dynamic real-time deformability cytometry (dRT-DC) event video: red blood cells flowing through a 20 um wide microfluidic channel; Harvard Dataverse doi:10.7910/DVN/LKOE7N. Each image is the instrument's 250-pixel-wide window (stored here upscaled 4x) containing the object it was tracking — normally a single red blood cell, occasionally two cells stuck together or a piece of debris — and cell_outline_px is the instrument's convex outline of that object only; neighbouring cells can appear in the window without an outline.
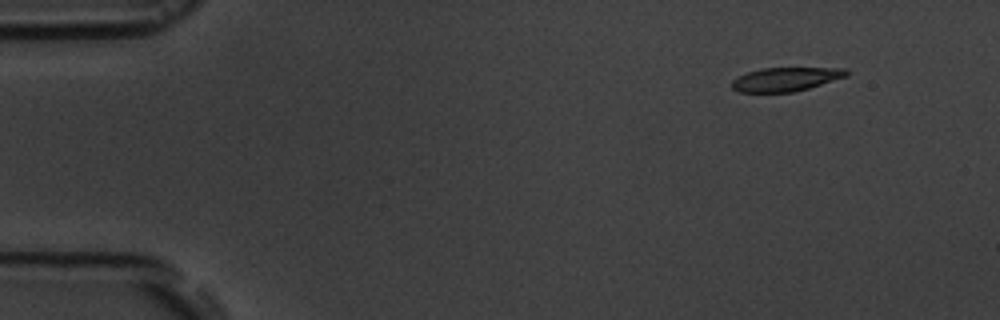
{"species": "common noctule bat (a hibernating species)", "species_latin": "Nyctalus noctula", "temperature_condition": "room temperature", "stored_images_in_passage": 5, "camera_frame_rate_fps": 3000, "um_per_image_px": 0.085, "animal": {"sex": "male", "body_mass_g": 19.5, "forearm_length_mm": 54.6}, "frame": {"image": 1, "passage_image": 2, "time_ms": 1.0, "image_size_px": [1000, 320], "cell_outline_px": [[848, 76], [808, 88], [792, 92], [740, 92], [732, 88], [732, 80], [748, 72], [760, 68], [848, 68]], "centroid_in_image_um": [66.81, 6.73], "position_along_channel_um": 18.2, "area_um2": 15.78}}
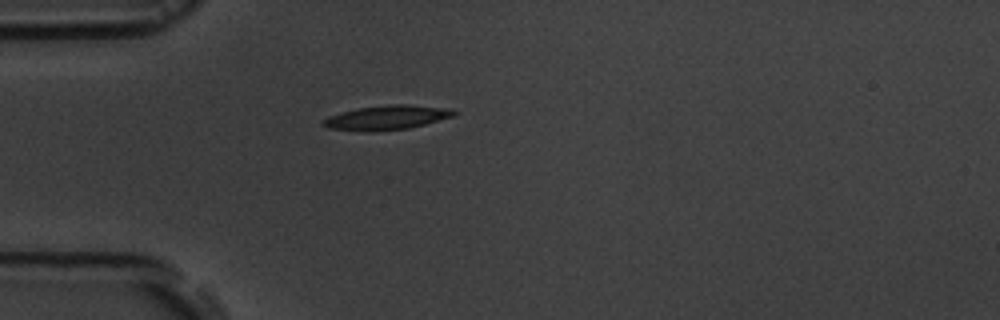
{"frame": {"image": 2, "passage_image": 5, "time_ms": 4.333, "image_size_px": [1000, 320], "cell_outline_px": [[456, 112], [452, 116], [424, 124], [408, 128], [372, 132], [364, 132], [328, 128], [320, 124], [328, 116], [360, 108], [392, 104], [408, 104], [452, 108]], "centroid_in_image_um": [32.86, 10.0], "position_along_channel_um": 52.1, "area_um2": 18.44}}